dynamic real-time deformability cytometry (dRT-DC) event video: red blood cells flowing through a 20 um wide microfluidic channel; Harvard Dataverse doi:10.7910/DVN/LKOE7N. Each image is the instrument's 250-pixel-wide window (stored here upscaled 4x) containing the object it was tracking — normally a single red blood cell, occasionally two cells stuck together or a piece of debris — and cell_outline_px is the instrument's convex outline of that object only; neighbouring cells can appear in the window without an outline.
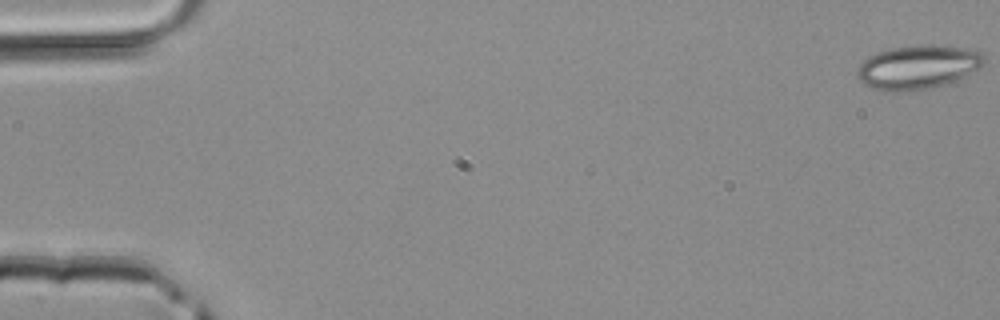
{"species": "common noctule bat (a hibernating species)", "species_latin": "Nyctalus noctula", "temperature_condition": "room temperature", "stored_images_in_passage": 46, "camera_frame_rate_fps": 3000, "um_per_image_px": 0.085, "animal": {"sex": "male", "body_mass_g": 20.4}, "frame": {"image": 1, "passage_image": 1, "time_ms": 0.0, "image_size_px": [1000, 320], "cell_outline_px": [[984, 64], [980, 68], [956, 80], [932, 88], [908, 92], [884, 92], [872, 88], [864, 84], [856, 76], [856, 72], [860, 64], [868, 56], [876, 52], [892, 48], [928, 44], [964, 48], [980, 52], [984, 56]], "centroid_in_image_um": [77.98, 5.73], "position_along_channel_um": 7.0, "area_um2": 32.66}}
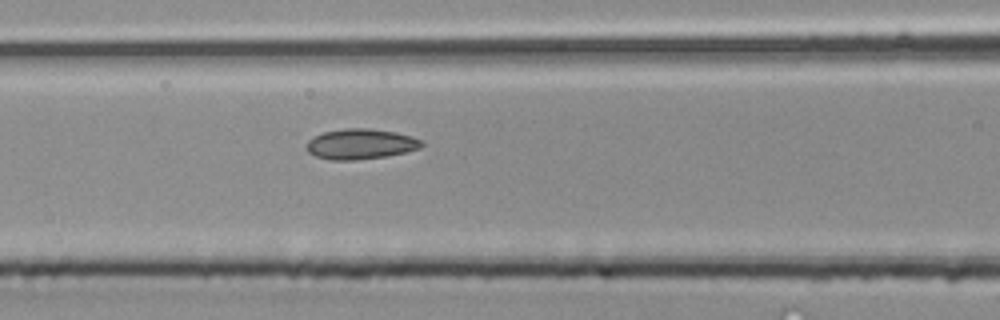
{"frame": {"image": 2, "passage_image": 20, "time_ms": 6.333, "image_size_px": [1000, 320], "cell_outline_px": [[424, 144], [420, 148], [404, 152], [384, 156], [352, 160], [332, 160], [316, 156], [308, 152], [304, 144], [312, 136], [324, 132], [344, 128], [368, 128], [396, 132], [412, 136], [420, 140]], "centroid_in_image_um": [30.6, 12.23], "position_along_channel_um": 136.0, "area_um2": 20.35}}
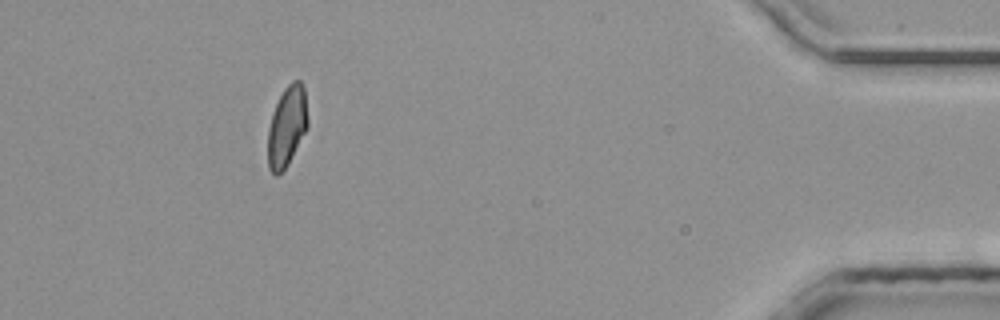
{"frame": {"image": 3, "passage_image": 42, "time_ms": 13.667, "image_size_px": [1000, 320], "cell_outline_px": [[308, 124], [288, 164], [276, 176], [268, 168], [268, 128], [272, 112], [284, 88], [292, 80], [300, 80], [304, 84], [308, 120]], "centroid_in_image_um": [24.38, 10.69], "position_along_channel_um": 410.8, "area_um2": 18.55}}